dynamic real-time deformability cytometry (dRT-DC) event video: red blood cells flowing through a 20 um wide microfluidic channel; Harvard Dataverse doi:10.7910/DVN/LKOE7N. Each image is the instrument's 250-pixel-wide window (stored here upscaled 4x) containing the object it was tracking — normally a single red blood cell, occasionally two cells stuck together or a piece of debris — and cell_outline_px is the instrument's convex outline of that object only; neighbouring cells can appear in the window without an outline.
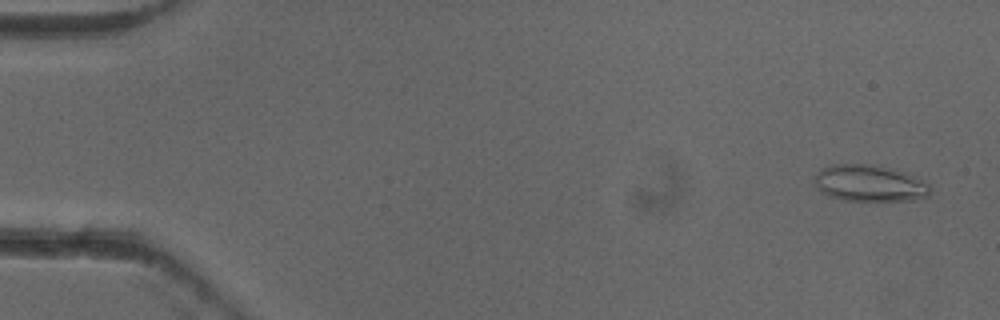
{"species": "common noctule bat (a hibernating species)", "species_latin": "Nyctalus noctula", "temperature_condition": "cold", "stored_images_in_passage": 6, "camera_frame_rate_fps": 3000, "um_per_image_px": 0.085, "animal": {"sex": "female"}, "frame": {"image": 1, "passage_image": 1, "time_ms": 0.0, "image_size_px": [1000, 320], "cell_outline_px": [[928, 196], [912, 200], [844, 200], [832, 196], [816, 188], [816, 176], [820, 168], [832, 164], [872, 164], [896, 168], [928, 184]], "centroid_in_image_um": [73.89, 15.55], "position_along_channel_um": 11.1, "area_um2": 24.28}}
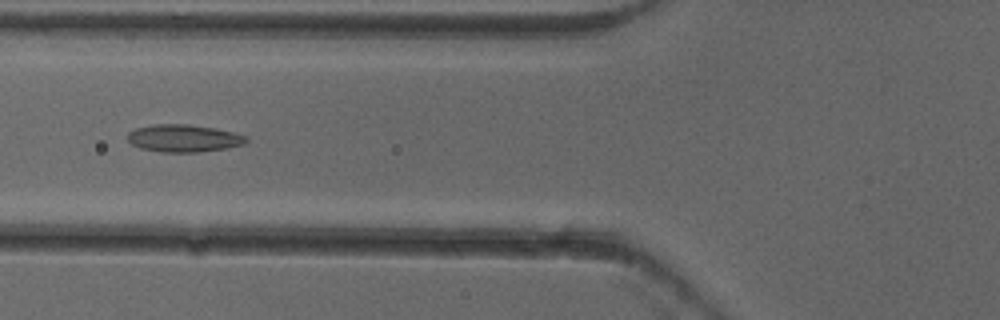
{"frame": {"image": 2, "passage_image": 5, "time_ms": 1.333, "image_size_px": [1000, 320], "cell_outline_px": [[248, 140], [244, 144], [228, 148], [196, 152], [164, 152], [140, 148], [132, 144], [128, 140], [128, 132], [136, 128], [152, 124], [188, 124], [216, 128], [248, 136]], "centroid_in_image_um": [15.63, 11.74], "position_along_channel_um": 110.2, "area_um2": 19.02}}
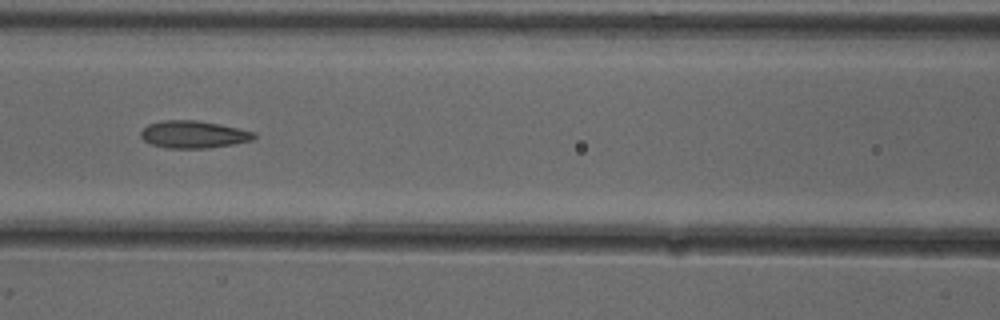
{"frame": {"image": 3, "passage_image": 6, "time_ms": 1.667, "image_size_px": [1000, 320], "cell_outline_px": [[256, 136], [252, 140], [232, 144], [208, 148], [168, 148], [152, 144], [144, 140], [140, 136], [140, 132], [148, 124], [164, 120], [196, 120], [220, 124], [256, 132]], "centroid_in_image_um": [16.45, 11.42], "position_along_channel_um": 150.1, "area_um2": 17.98}}